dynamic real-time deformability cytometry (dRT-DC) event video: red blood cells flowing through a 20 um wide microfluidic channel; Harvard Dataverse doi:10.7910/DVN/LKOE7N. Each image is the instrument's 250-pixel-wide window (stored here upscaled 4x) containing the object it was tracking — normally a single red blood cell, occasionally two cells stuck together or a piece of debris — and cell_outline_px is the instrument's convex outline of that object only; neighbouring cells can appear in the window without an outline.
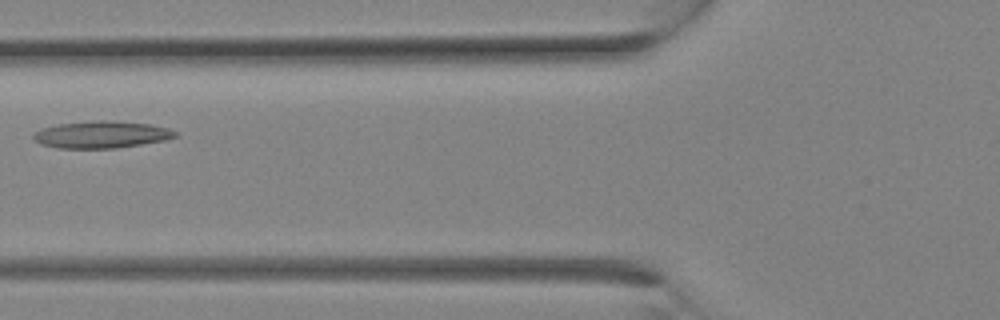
{"species": "Egyptian fruit bat (a non-hibernating species)", "species_latin": "Rousettus aegyptiacus", "temperature_condition": "room temperature", "stored_images_in_passage": 10, "camera_frame_rate_fps": 3000, "um_per_image_px": 0.085, "animal": {"sex": "female"}, "frame": {"image": 1, "passage_image": 9, "time_ms": 2.667, "image_size_px": [1000, 320], "cell_outline_px": [[176, 136], [164, 140], [116, 148], [56, 148], [40, 144], [32, 136], [40, 128], [60, 124], [96, 120], [108, 120], [148, 124], [168, 128], [176, 132]], "centroid_in_image_um": [8.58, 11.44], "position_along_channel_um": 117.2, "area_um2": 22.08}}